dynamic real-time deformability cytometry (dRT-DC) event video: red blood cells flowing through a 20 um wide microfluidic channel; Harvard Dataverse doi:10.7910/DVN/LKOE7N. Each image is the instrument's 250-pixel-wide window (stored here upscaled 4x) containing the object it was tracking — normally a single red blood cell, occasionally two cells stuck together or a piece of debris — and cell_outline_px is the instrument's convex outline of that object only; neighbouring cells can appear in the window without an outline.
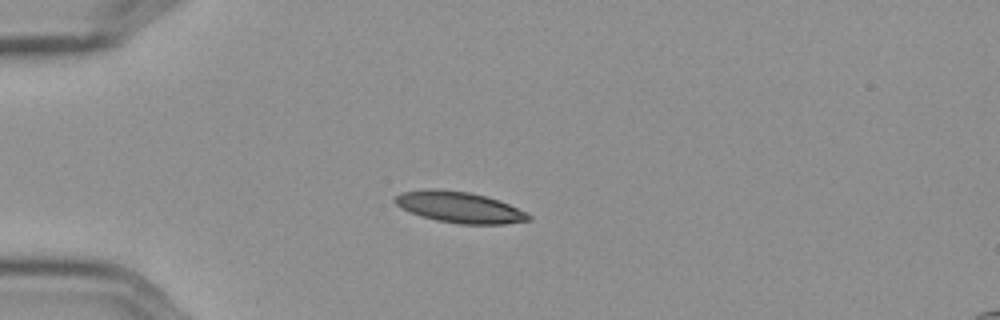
{"species": "Egyptian fruit bat (a non-hibernating species)", "species_latin": "Rousettus aegyptiacus", "temperature_condition": "cold", "stored_images_in_passage": 43, "camera_frame_rate_fps": 3000, "um_per_image_px": 0.085, "frame": {"image": 1, "passage_image": 1, "time_ms": 0.0, "image_size_px": [1000, 320], "cell_outline_px": [[532, 220], [504, 224], [460, 224], [436, 220], [400, 208], [392, 200], [400, 192], [428, 188], [432, 188], [468, 192], [500, 200], [528, 212], [532, 216]], "centroid_in_image_um": [39.08, 17.61], "position_along_channel_um": 45.9, "area_um2": 24.28}}
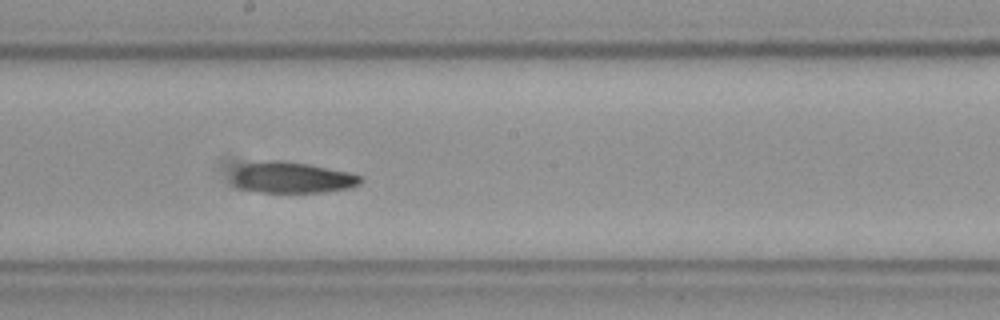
{"frame": {"image": 2, "passage_image": 18, "time_ms": 5.667, "image_size_px": [1000, 320], "cell_outline_px": [[364, 180], [360, 184], [348, 188], [324, 192], [256, 192], [240, 188], [232, 180], [232, 176], [244, 164], [272, 160], [280, 160], [308, 164], [348, 172], [360, 176]], "centroid_in_image_um": [24.85, 15.1], "position_along_channel_um": 223.3, "area_um2": 22.95}}
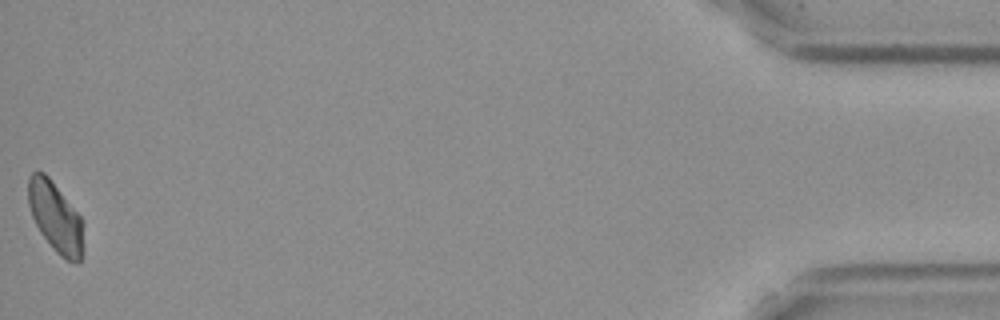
{"frame": {"image": 3, "passage_image": 43, "time_ms": 14.0, "image_size_px": [1000, 320], "cell_outline_px": [[84, 252], [80, 260], [68, 260], [60, 256], [56, 252], [40, 232], [32, 216], [28, 204], [28, 176], [32, 172], [44, 172], [48, 176], [84, 220]], "centroid_in_image_um": [4.74, 18.45], "position_along_channel_um": 430.5, "area_um2": 22.72}, "authors_computed_cell_mechanics": {"area_um2": 23.698, "velocity_mm_per_s": 3.559, "shape_relaxation_time_tau1_ms": 6.4205, "shape_relaxation_time_tau2_ms": 5.0037, "deformation_change_tau1": 0.1223, "deformation_change_tau2": 0.1088}}